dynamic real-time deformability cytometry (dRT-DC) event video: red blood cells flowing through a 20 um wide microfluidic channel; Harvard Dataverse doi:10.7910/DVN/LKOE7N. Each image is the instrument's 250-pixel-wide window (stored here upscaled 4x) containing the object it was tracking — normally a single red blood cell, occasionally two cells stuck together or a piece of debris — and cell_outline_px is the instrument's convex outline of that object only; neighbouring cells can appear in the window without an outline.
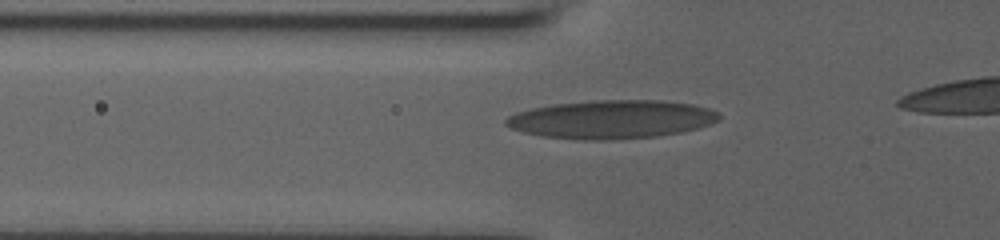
{"species": "human", "species_latin": "Homo sapiens", "temperature_condition": "room temperature", "stored_images_in_passage": 39, "camera_frame_rate_fps": 3000, "um_per_image_px": 0.085, "donor": {"sex": "male"}, "frame": {"image": 1, "passage_image": 10, "time_ms": 3.0, "image_size_px": [1000, 240], "cell_outline_px": [[720, 120], [696, 128], [680, 132], [656, 136], [608, 140], [580, 140], [540, 136], [524, 132], [512, 128], [504, 124], [504, 120], [508, 116], [516, 112], [532, 108], [552, 104], [592, 100], [660, 100], [692, 104], [708, 108], [720, 112]], "centroid_in_image_um": [51.96, 10.14], "position_along_channel_um": 73.8, "area_um2": 47.86}}
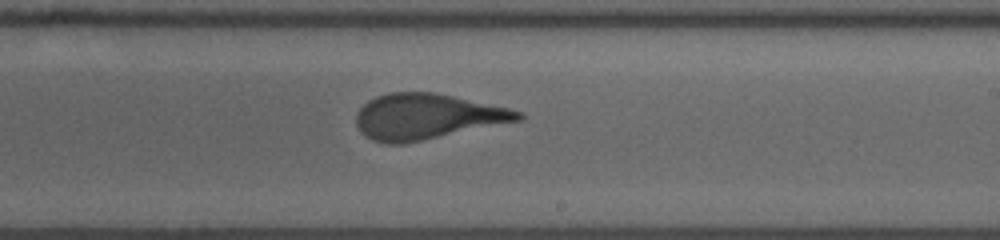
{"frame": {"image": 2, "passage_image": 24, "time_ms": 7.667, "image_size_px": [1000, 240], "cell_outline_px": [[524, 116], [520, 120], [404, 144], [384, 144], [372, 140], [356, 124], [356, 112], [368, 100], [376, 96], [388, 92], [436, 92], [508, 108], [524, 112]], "centroid_in_image_um": [36.27, 9.9], "position_along_channel_um": 252.7, "area_um2": 42.77}}
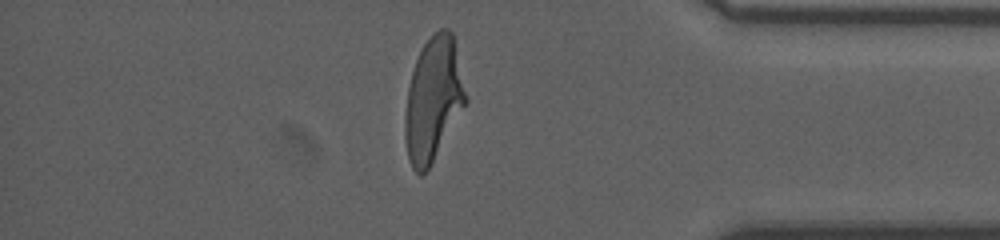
{"frame": {"image": 3, "passage_image": 37, "time_ms": 12.0, "image_size_px": [1000, 240], "cell_outline_px": [[468, 100], [428, 168], [420, 176], [412, 168], [408, 160], [404, 140], [404, 116], [408, 88], [412, 72], [416, 60], [424, 44], [440, 28], [448, 28], [452, 32]], "centroid_in_image_um": [36.8, 8.46], "position_along_channel_um": 398.4, "area_um2": 43.23}}